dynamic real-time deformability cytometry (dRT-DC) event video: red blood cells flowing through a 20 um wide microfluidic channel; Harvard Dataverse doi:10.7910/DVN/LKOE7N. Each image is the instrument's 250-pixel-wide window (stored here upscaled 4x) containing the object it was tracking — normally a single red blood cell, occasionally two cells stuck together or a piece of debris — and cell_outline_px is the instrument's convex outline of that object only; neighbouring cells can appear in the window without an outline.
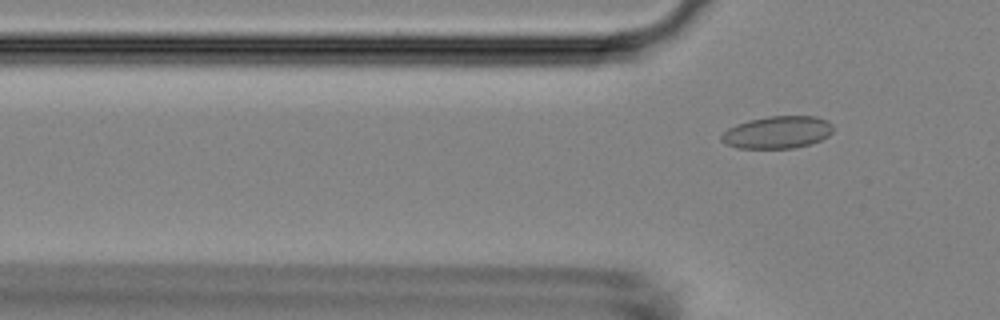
{"species": "Egyptian fruit bat (a non-hibernating species)", "species_latin": "Rousettus aegyptiacus", "temperature_condition": "room temperature", "stored_images_in_passage": 4, "camera_frame_rate_fps": 3000, "um_per_image_px": 0.085, "animal": {"sex": "female"}, "frame": {"image": 1, "passage_image": 4, "time_ms": 3.667, "image_size_px": [1000, 320], "cell_outline_px": [[832, 132], [828, 136], [812, 144], [796, 148], [736, 148], [724, 144], [720, 140], [720, 136], [728, 128], [736, 124], [748, 120], [768, 116], [816, 116], [828, 120], [832, 124]], "centroid_in_image_um": [66.07, 11.25], "position_along_channel_um": 59.7, "area_um2": 21.33}}